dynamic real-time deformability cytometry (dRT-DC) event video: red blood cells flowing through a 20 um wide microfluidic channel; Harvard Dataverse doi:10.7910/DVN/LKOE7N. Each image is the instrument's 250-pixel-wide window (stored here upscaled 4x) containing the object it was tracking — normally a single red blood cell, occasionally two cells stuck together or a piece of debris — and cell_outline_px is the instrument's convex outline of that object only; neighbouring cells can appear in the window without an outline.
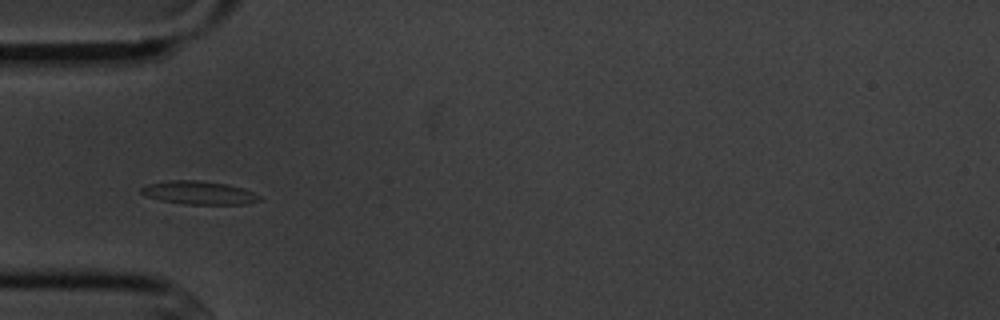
{"species": "common noctule bat (a hibernating species)", "species_latin": "Nyctalus noctula", "temperature_condition": "cold", "stored_images_in_passage": 10, "camera_frame_rate_fps": 3000, "um_per_image_px": 0.085, "animal": {"sex": "male", "body_mass_g": 20.1, "forearm_length_mm": 53.5}, "frame": {"image": 1, "passage_image": 4, "time_ms": 3.667, "image_size_px": [1000, 320], "cell_outline_px": [[260, 200], [244, 204], [184, 204], [160, 200], [144, 196], [140, 192], [140, 188], [148, 184], [168, 180], [196, 180], [224, 184], [244, 188], [260, 196]], "centroid_in_image_um": [16.85, 16.38], "position_along_channel_um": 68.1, "area_um2": 15.95}}
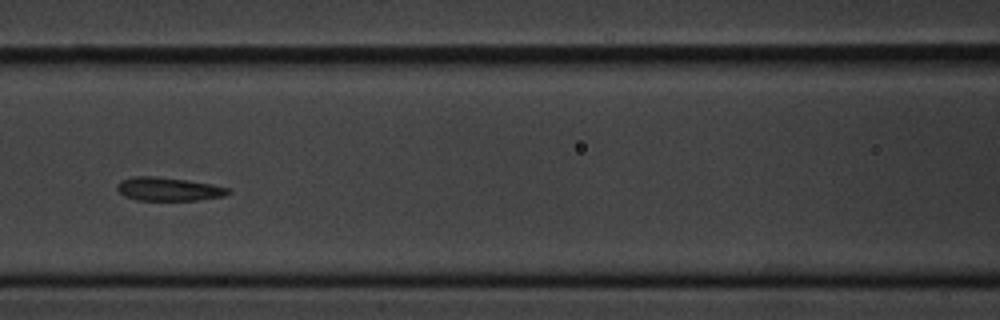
{"frame": {"image": 2, "passage_image": 6, "time_ms": 6.0, "image_size_px": [1000, 320], "cell_outline_px": [[232, 192], [224, 196], [196, 200], [136, 200], [124, 196], [116, 188], [116, 184], [120, 180], [132, 176], [156, 176], [188, 180], [212, 184], [232, 188]], "centroid_in_image_um": [14.33, 16.06], "position_along_channel_um": 152.3, "area_um2": 15.43}}
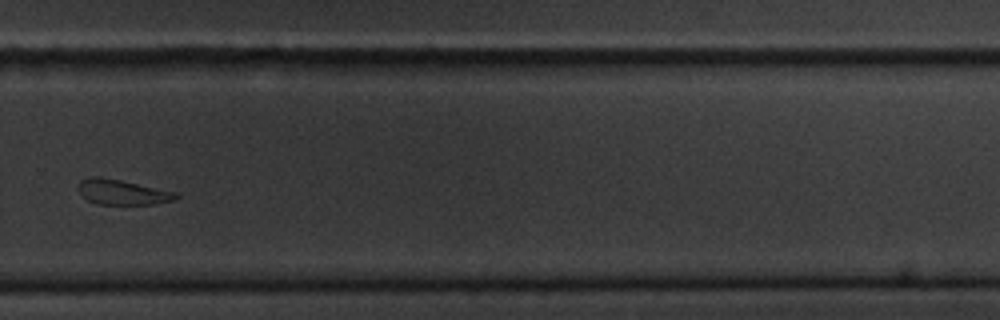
{"frame": {"image": 3, "passage_image": 10, "time_ms": 10.667, "image_size_px": [1000, 320], "cell_outline_px": [[180, 196], [176, 200], [156, 204], [96, 204], [88, 200], [80, 192], [80, 180], [88, 176], [100, 176], [120, 180], [176, 192]], "centroid_in_image_um": [10.43, 16.33], "position_along_channel_um": 319.4, "area_um2": 14.22}}